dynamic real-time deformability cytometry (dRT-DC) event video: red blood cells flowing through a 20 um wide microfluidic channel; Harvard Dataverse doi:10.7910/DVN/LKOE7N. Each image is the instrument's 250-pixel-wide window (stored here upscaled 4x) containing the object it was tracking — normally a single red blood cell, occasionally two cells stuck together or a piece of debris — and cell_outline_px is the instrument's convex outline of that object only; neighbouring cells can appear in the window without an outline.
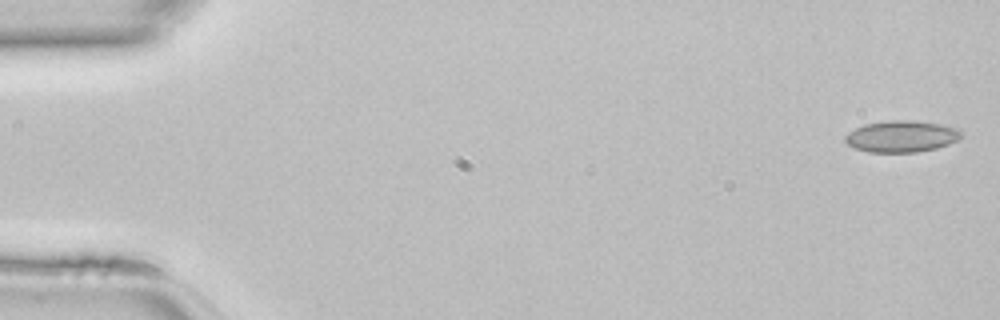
{"species": "common noctule bat (a hibernating species)", "species_latin": "Nyctalus noctula", "temperature_condition": "room temperature", "stored_images_in_passage": 14, "camera_frame_rate_fps": 3000, "um_per_image_px": 0.085, "animal": {"sex": "female", "body_mass_g": 22.7, "forearm_length_mm": 54.2}, "frame": {"image": 1, "passage_image": 1, "time_ms": 0.0, "image_size_px": [1000, 320], "cell_outline_px": [[964, 136], [948, 144], [936, 148], [916, 152], [868, 152], [852, 148], [844, 140], [844, 136], [848, 132], [864, 124], [888, 120], [916, 120], [940, 124], [960, 128], [964, 132]], "centroid_in_image_um": [76.64, 11.58], "position_along_channel_um": 8.4, "area_um2": 21.68}}
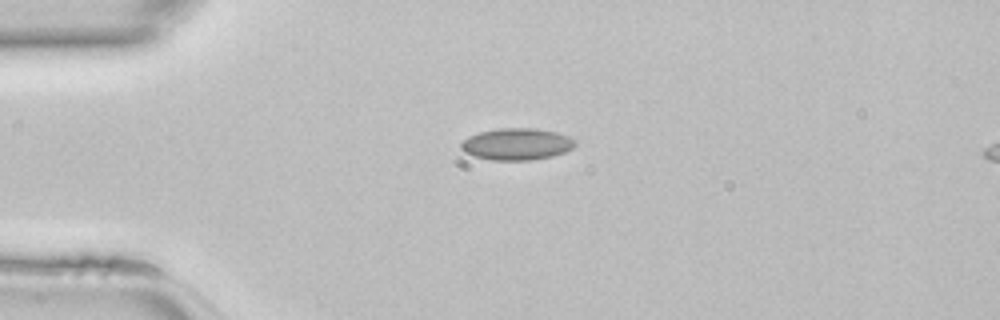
{"frame": {"image": 2, "passage_image": 11, "time_ms": 3.333, "image_size_px": [1000, 320], "cell_outline_px": [[576, 144], [572, 148], [564, 152], [552, 156], [532, 160], [492, 160], [476, 156], [464, 152], [460, 148], [460, 144], [468, 136], [480, 132], [500, 128], [536, 128], [556, 132], [568, 136], [576, 140]], "centroid_in_image_um": [43.93, 12.24], "position_along_channel_um": 41.1, "area_um2": 21.1}}